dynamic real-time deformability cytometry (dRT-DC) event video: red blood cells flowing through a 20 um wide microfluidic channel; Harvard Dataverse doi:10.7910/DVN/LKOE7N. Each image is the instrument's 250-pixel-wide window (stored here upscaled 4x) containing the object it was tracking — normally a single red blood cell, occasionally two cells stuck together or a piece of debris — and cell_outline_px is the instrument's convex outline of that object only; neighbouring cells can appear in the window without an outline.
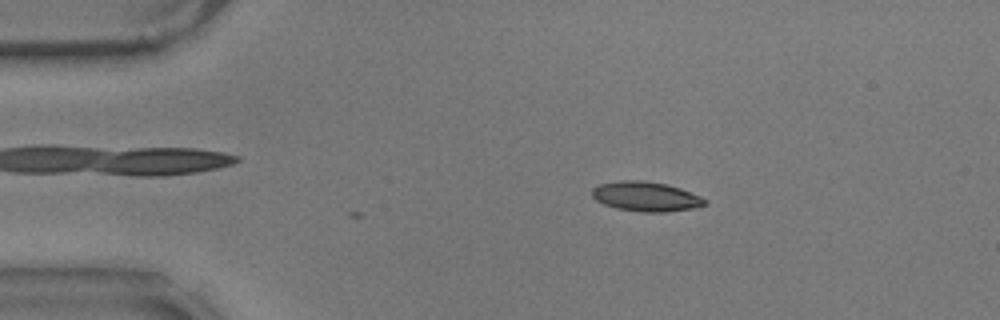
{"species": "common noctule bat (a hibernating species)", "species_latin": "Nyctalus noctula", "temperature_condition": "warm", "stored_images_in_passage": 41, "camera_frame_rate_fps": 3000, "um_per_image_px": 0.085, "animal": {"sex": "male", "body_mass_g": 17.9}, "frame": {"image": 1, "passage_image": 1, "time_ms": 0.0, "image_size_px": [1000, 320], "cell_outline_px": [[708, 204], [696, 208], [664, 212], [640, 212], [616, 208], [604, 204], [596, 200], [592, 196], [592, 188], [600, 184], [620, 180], [644, 180], [664, 184], [680, 188], [700, 196], [708, 200]], "centroid_in_image_um": [54.92, 16.71], "position_along_channel_um": 30.1, "area_um2": 19.59}}
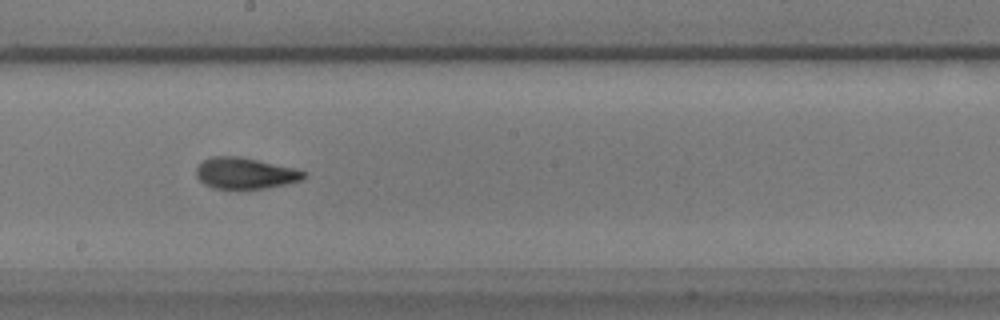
{"frame": {"image": 2, "passage_image": 22, "time_ms": 7.0, "image_size_px": [1000, 320], "cell_outline_px": [[308, 176], [304, 180], [268, 188], [216, 188], [204, 184], [196, 176], [196, 168], [204, 160], [212, 156], [240, 156], [296, 168], [308, 172]], "centroid_in_image_um": [20.91, 14.72], "position_along_channel_um": 227.3, "area_um2": 19.71}}
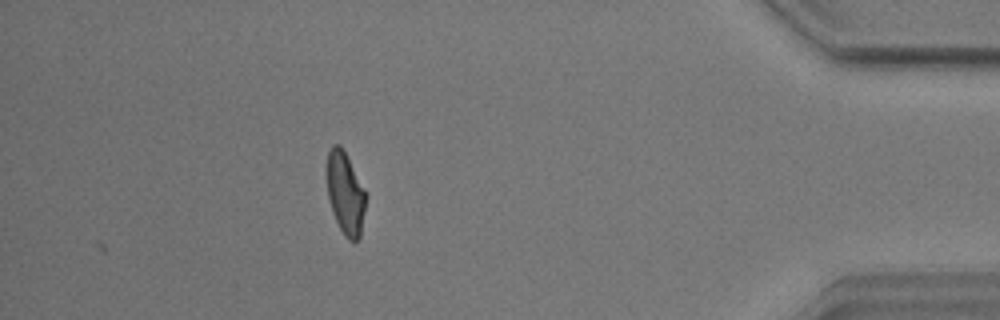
{"frame": {"image": 3, "passage_image": 41, "time_ms": 13.333, "image_size_px": [1000, 320], "cell_outline_px": [[368, 196], [360, 236], [356, 244], [352, 244], [344, 236], [332, 212], [328, 196], [324, 176], [324, 168], [328, 152], [332, 144], [340, 144], [364, 188]], "centroid_in_image_um": [29.33, 16.44], "position_along_channel_um": 405.9, "area_um2": 19.48}, "authors_computed_cell_mechanics": {"area_um2": 19.3052, "velocity_mm_per_s": 3.5685, "shape_relaxation_time_tau1_ms": 4.8114, "shape_relaxation_time_tau2_ms": 1.421, "deformation_change_tau1": 0.1818, "deformation_change_tau2": 0.0858}}